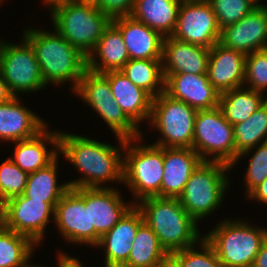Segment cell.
<instances>
[{"mask_svg":"<svg viewBox=\"0 0 267 267\" xmlns=\"http://www.w3.org/2000/svg\"><path fill=\"white\" fill-rule=\"evenodd\" d=\"M246 55L217 42L211 49L207 76L210 83L223 93L244 86Z\"/></svg>","mask_w":267,"mask_h":267,"instance_id":"19","label":"cell"},{"mask_svg":"<svg viewBox=\"0 0 267 267\" xmlns=\"http://www.w3.org/2000/svg\"><path fill=\"white\" fill-rule=\"evenodd\" d=\"M219 28L239 22L256 7L248 0H207Z\"/></svg>","mask_w":267,"mask_h":267,"instance_id":"37","label":"cell"},{"mask_svg":"<svg viewBox=\"0 0 267 267\" xmlns=\"http://www.w3.org/2000/svg\"><path fill=\"white\" fill-rule=\"evenodd\" d=\"M197 110L165 92L152 100L149 122L161 137L153 145L165 148H192Z\"/></svg>","mask_w":267,"mask_h":267,"instance_id":"8","label":"cell"},{"mask_svg":"<svg viewBox=\"0 0 267 267\" xmlns=\"http://www.w3.org/2000/svg\"><path fill=\"white\" fill-rule=\"evenodd\" d=\"M202 162L193 148L163 147V177L160 197L178 198L192 172Z\"/></svg>","mask_w":267,"mask_h":267,"instance_id":"21","label":"cell"},{"mask_svg":"<svg viewBox=\"0 0 267 267\" xmlns=\"http://www.w3.org/2000/svg\"><path fill=\"white\" fill-rule=\"evenodd\" d=\"M219 42L245 55L267 49L266 6L256 7L239 22L221 28Z\"/></svg>","mask_w":267,"mask_h":267,"instance_id":"17","label":"cell"},{"mask_svg":"<svg viewBox=\"0 0 267 267\" xmlns=\"http://www.w3.org/2000/svg\"><path fill=\"white\" fill-rule=\"evenodd\" d=\"M249 2H251L255 7H263L266 4L265 3H261V0H248Z\"/></svg>","mask_w":267,"mask_h":267,"instance_id":"47","label":"cell"},{"mask_svg":"<svg viewBox=\"0 0 267 267\" xmlns=\"http://www.w3.org/2000/svg\"><path fill=\"white\" fill-rule=\"evenodd\" d=\"M15 96L11 93L7 82L3 79L0 73V104L8 102Z\"/></svg>","mask_w":267,"mask_h":267,"instance_id":"43","label":"cell"},{"mask_svg":"<svg viewBox=\"0 0 267 267\" xmlns=\"http://www.w3.org/2000/svg\"><path fill=\"white\" fill-rule=\"evenodd\" d=\"M109 80L112 95L125 115L138 127L149 120L153 98L131 82L121 71L103 73Z\"/></svg>","mask_w":267,"mask_h":267,"instance_id":"25","label":"cell"},{"mask_svg":"<svg viewBox=\"0 0 267 267\" xmlns=\"http://www.w3.org/2000/svg\"><path fill=\"white\" fill-rule=\"evenodd\" d=\"M158 267H181V266L171 255H169L165 260L161 262V264Z\"/></svg>","mask_w":267,"mask_h":267,"instance_id":"44","label":"cell"},{"mask_svg":"<svg viewBox=\"0 0 267 267\" xmlns=\"http://www.w3.org/2000/svg\"><path fill=\"white\" fill-rule=\"evenodd\" d=\"M85 188V207H89L90 246L95 247L102 235L111 230L134 205L121 198L118 189Z\"/></svg>","mask_w":267,"mask_h":267,"instance_id":"14","label":"cell"},{"mask_svg":"<svg viewBox=\"0 0 267 267\" xmlns=\"http://www.w3.org/2000/svg\"><path fill=\"white\" fill-rule=\"evenodd\" d=\"M58 158L47 167L39 169L28 176L23 195L30 200H42L54 208L60 198L69 189L67 182L58 184Z\"/></svg>","mask_w":267,"mask_h":267,"instance_id":"29","label":"cell"},{"mask_svg":"<svg viewBox=\"0 0 267 267\" xmlns=\"http://www.w3.org/2000/svg\"><path fill=\"white\" fill-rule=\"evenodd\" d=\"M44 5L46 6H50L49 9H51L52 7L58 5V4H62V3H66L69 2L70 0H43Z\"/></svg>","mask_w":267,"mask_h":267,"instance_id":"45","label":"cell"},{"mask_svg":"<svg viewBox=\"0 0 267 267\" xmlns=\"http://www.w3.org/2000/svg\"><path fill=\"white\" fill-rule=\"evenodd\" d=\"M210 49L164 37L162 50L163 74H207Z\"/></svg>","mask_w":267,"mask_h":267,"instance_id":"23","label":"cell"},{"mask_svg":"<svg viewBox=\"0 0 267 267\" xmlns=\"http://www.w3.org/2000/svg\"><path fill=\"white\" fill-rule=\"evenodd\" d=\"M57 256H58V260H57L58 262L57 263H58V267H59V253ZM24 267H45V266L31 265V262L30 263L28 262Z\"/></svg>","mask_w":267,"mask_h":267,"instance_id":"48","label":"cell"},{"mask_svg":"<svg viewBox=\"0 0 267 267\" xmlns=\"http://www.w3.org/2000/svg\"><path fill=\"white\" fill-rule=\"evenodd\" d=\"M22 39L20 44L0 40V73L15 97L46 87L34 49Z\"/></svg>","mask_w":267,"mask_h":267,"instance_id":"11","label":"cell"},{"mask_svg":"<svg viewBox=\"0 0 267 267\" xmlns=\"http://www.w3.org/2000/svg\"><path fill=\"white\" fill-rule=\"evenodd\" d=\"M146 223L157 235L160 245L171 255L204 237L199 225L182 207L178 198L147 197L135 204Z\"/></svg>","mask_w":267,"mask_h":267,"instance_id":"3","label":"cell"},{"mask_svg":"<svg viewBox=\"0 0 267 267\" xmlns=\"http://www.w3.org/2000/svg\"><path fill=\"white\" fill-rule=\"evenodd\" d=\"M253 151H255V153L252 154L249 159L247 172L245 173L246 178H244V186L247 195L267 178V141L238 155L234 164L231 166L232 168L234 165H237V162L240 161L243 156H248V154Z\"/></svg>","mask_w":267,"mask_h":267,"instance_id":"36","label":"cell"},{"mask_svg":"<svg viewBox=\"0 0 267 267\" xmlns=\"http://www.w3.org/2000/svg\"><path fill=\"white\" fill-rule=\"evenodd\" d=\"M73 3L96 5L97 0H70Z\"/></svg>","mask_w":267,"mask_h":267,"instance_id":"46","label":"cell"},{"mask_svg":"<svg viewBox=\"0 0 267 267\" xmlns=\"http://www.w3.org/2000/svg\"><path fill=\"white\" fill-rule=\"evenodd\" d=\"M26 29L23 37L34 49L45 84L71 81L73 92L87 70V57L55 30Z\"/></svg>","mask_w":267,"mask_h":267,"instance_id":"2","label":"cell"},{"mask_svg":"<svg viewBox=\"0 0 267 267\" xmlns=\"http://www.w3.org/2000/svg\"><path fill=\"white\" fill-rule=\"evenodd\" d=\"M143 223L142 212L133 205L111 230L100 237L96 247L105 251V267H122L127 262L131 244Z\"/></svg>","mask_w":267,"mask_h":267,"instance_id":"18","label":"cell"},{"mask_svg":"<svg viewBox=\"0 0 267 267\" xmlns=\"http://www.w3.org/2000/svg\"><path fill=\"white\" fill-rule=\"evenodd\" d=\"M253 265L255 267H267V239L261 245L260 250L255 257Z\"/></svg>","mask_w":267,"mask_h":267,"instance_id":"42","label":"cell"},{"mask_svg":"<svg viewBox=\"0 0 267 267\" xmlns=\"http://www.w3.org/2000/svg\"><path fill=\"white\" fill-rule=\"evenodd\" d=\"M103 119L115 137L125 139L138 138L142 130L138 128L122 111L115 101L109 80L99 73L86 70L73 91Z\"/></svg>","mask_w":267,"mask_h":267,"instance_id":"10","label":"cell"},{"mask_svg":"<svg viewBox=\"0 0 267 267\" xmlns=\"http://www.w3.org/2000/svg\"><path fill=\"white\" fill-rule=\"evenodd\" d=\"M230 169L222 162L202 161L192 172L178 200L197 223L222 205L231 185L226 176Z\"/></svg>","mask_w":267,"mask_h":267,"instance_id":"6","label":"cell"},{"mask_svg":"<svg viewBox=\"0 0 267 267\" xmlns=\"http://www.w3.org/2000/svg\"><path fill=\"white\" fill-rule=\"evenodd\" d=\"M121 71L152 98L164 92L162 59H132L123 66Z\"/></svg>","mask_w":267,"mask_h":267,"instance_id":"31","label":"cell"},{"mask_svg":"<svg viewBox=\"0 0 267 267\" xmlns=\"http://www.w3.org/2000/svg\"><path fill=\"white\" fill-rule=\"evenodd\" d=\"M135 0H97L96 7L111 19L131 15Z\"/></svg>","mask_w":267,"mask_h":267,"instance_id":"39","label":"cell"},{"mask_svg":"<svg viewBox=\"0 0 267 267\" xmlns=\"http://www.w3.org/2000/svg\"><path fill=\"white\" fill-rule=\"evenodd\" d=\"M192 148L202 161L222 162L230 167L234 164L233 125L224 118L219 107L197 111Z\"/></svg>","mask_w":267,"mask_h":267,"instance_id":"9","label":"cell"},{"mask_svg":"<svg viewBox=\"0 0 267 267\" xmlns=\"http://www.w3.org/2000/svg\"><path fill=\"white\" fill-rule=\"evenodd\" d=\"M164 92L195 110L218 107L220 92L210 83L207 74H163Z\"/></svg>","mask_w":267,"mask_h":267,"instance_id":"16","label":"cell"},{"mask_svg":"<svg viewBox=\"0 0 267 267\" xmlns=\"http://www.w3.org/2000/svg\"><path fill=\"white\" fill-rule=\"evenodd\" d=\"M220 30L207 0H182L171 37L211 49L219 42Z\"/></svg>","mask_w":267,"mask_h":267,"instance_id":"13","label":"cell"},{"mask_svg":"<svg viewBox=\"0 0 267 267\" xmlns=\"http://www.w3.org/2000/svg\"><path fill=\"white\" fill-rule=\"evenodd\" d=\"M55 208L42 200H30L23 194L7 200L1 205V224L18 234L30 238L37 246L44 239L48 222ZM52 216V218H50Z\"/></svg>","mask_w":267,"mask_h":267,"instance_id":"12","label":"cell"},{"mask_svg":"<svg viewBox=\"0 0 267 267\" xmlns=\"http://www.w3.org/2000/svg\"><path fill=\"white\" fill-rule=\"evenodd\" d=\"M263 95L261 92L244 86L234 88L220 93L218 107L224 118L235 125L248 119L267 101V97L263 98Z\"/></svg>","mask_w":267,"mask_h":267,"instance_id":"28","label":"cell"},{"mask_svg":"<svg viewBox=\"0 0 267 267\" xmlns=\"http://www.w3.org/2000/svg\"><path fill=\"white\" fill-rule=\"evenodd\" d=\"M236 158L267 141V101L243 122L233 125Z\"/></svg>","mask_w":267,"mask_h":267,"instance_id":"32","label":"cell"},{"mask_svg":"<svg viewBox=\"0 0 267 267\" xmlns=\"http://www.w3.org/2000/svg\"><path fill=\"white\" fill-rule=\"evenodd\" d=\"M129 60L122 34L111 22L103 31L93 51L88 55L87 69L99 74L119 71Z\"/></svg>","mask_w":267,"mask_h":267,"instance_id":"26","label":"cell"},{"mask_svg":"<svg viewBox=\"0 0 267 267\" xmlns=\"http://www.w3.org/2000/svg\"><path fill=\"white\" fill-rule=\"evenodd\" d=\"M171 256L181 267H224L204 237L197 245L174 251Z\"/></svg>","mask_w":267,"mask_h":267,"instance_id":"34","label":"cell"},{"mask_svg":"<svg viewBox=\"0 0 267 267\" xmlns=\"http://www.w3.org/2000/svg\"><path fill=\"white\" fill-rule=\"evenodd\" d=\"M121 32L130 60L162 59L164 37L131 15L111 21Z\"/></svg>","mask_w":267,"mask_h":267,"instance_id":"20","label":"cell"},{"mask_svg":"<svg viewBox=\"0 0 267 267\" xmlns=\"http://www.w3.org/2000/svg\"><path fill=\"white\" fill-rule=\"evenodd\" d=\"M182 0H135L131 16L159 32L171 36L175 30Z\"/></svg>","mask_w":267,"mask_h":267,"instance_id":"27","label":"cell"},{"mask_svg":"<svg viewBox=\"0 0 267 267\" xmlns=\"http://www.w3.org/2000/svg\"><path fill=\"white\" fill-rule=\"evenodd\" d=\"M131 245L128 260L122 267H158L169 256L146 223L138 228Z\"/></svg>","mask_w":267,"mask_h":267,"instance_id":"30","label":"cell"},{"mask_svg":"<svg viewBox=\"0 0 267 267\" xmlns=\"http://www.w3.org/2000/svg\"><path fill=\"white\" fill-rule=\"evenodd\" d=\"M59 267H84L78 258L69 256L67 253L59 252Z\"/></svg>","mask_w":267,"mask_h":267,"instance_id":"41","label":"cell"},{"mask_svg":"<svg viewBox=\"0 0 267 267\" xmlns=\"http://www.w3.org/2000/svg\"><path fill=\"white\" fill-rule=\"evenodd\" d=\"M28 176L10 157L0 165V206L23 194Z\"/></svg>","mask_w":267,"mask_h":267,"instance_id":"35","label":"cell"},{"mask_svg":"<svg viewBox=\"0 0 267 267\" xmlns=\"http://www.w3.org/2000/svg\"><path fill=\"white\" fill-rule=\"evenodd\" d=\"M34 247L37 245L27 236L0 225V267H24L31 261Z\"/></svg>","mask_w":267,"mask_h":267,"instance_id":"33","label":"cell"},{"mask_svg":"<svg viewBox=\"0 0 267 267\" xmlns=\"http://www.w3.org/2000/svg\"><path fill=\"white\" fill-rule=\"evenodd\" d=\"M14 143V158L10 159L28 174L47 167L60 155L59 131L48 130V125L35 137ZM47 143L52 149L48 150Z\"/></svg>","mask_w":267,"mask_h":267,"instance_id":"24","label":"cell"},{"mask_svg":"<svg viewBox=\"0 0 267 267\" xmlns=\"http://www.w3.org/2000/svg\"><path fill=\"white\" fill-rule=\"evenodd\" d=\"M53 29L84 56L93 51L112 19L96 6L66 2L51 9Z\"/></svg>","mask_w":267,"mask_h":267,"instance_id":"5","label":"cell"},{"mask_svg":"<svg viewBox=\"0 0 267 267\" xmlns=\"http://www.w3.org/2000/svg\"><path fill=\"white\" fill-rule=\"evenodd\" d=\"M54 222L66 241L90 246L89 207L85 188H69L55 206Z\"/></svg>","mask_w":267,"mask_h":267,"instance_id":"15","label":"cell"},{"mask_svg":"<svg viewBox=\"0 0 267 267\" xmlns=\"http://www.w3.org/2000/svg\"><path fill=\"white\" fill-rule=\"evenodd\" d=\"M246 197L267 204V178L261 184L256 186Z\"/></svg>","mask_w":267,"mask_h":267,"instance_id":"40","label":"cell"},{"mask_svg":"<svg viewBox=\"0 0 267 267\" xmlns=\"http://www.w3.org/2000/svg\"><path fill=\"white\" fill-rule=\"evenodd\" d=\"M18 97L0 104V140L9 143L35 137L47 123L20 103Z\"/></svg>","mask_w":267,"mask_h":267,"instance_id":"22","label":"cell"},{"mask_svg":"<svg viewBox=\"0 0 267 267\" xmlns=\"http://www.w3.org/2000/svg\"><path fill=\"white\" fill-rule=\"evenodd\" d=\"M0 225H1V209H0Z\"/></svg>","mask_w":267,"mask_h":267,"instance_id":"49","label":"cell"},{"mask_svg":"<svg viewBox=\"0 0 267 267\" xmlns=\"http://www.w3.org/2000/svg\"><path fill=\"white\" fill-rule=\"evenodd\" d=\"M244 86L261 93L267 90V49L246 55Z\"/></svg>","mask_w":267,"mask_h":267,"instance_id":"38","label":"cell"},{"mask_svg":"<svg viewBox=\"0 0 267 267\" xmlns=\"http://www.w3.org/2000/svg\"><path fill=\"white\" fill-rule=\"evenodd\" d=\"M119 146L93 138L59 132V153L79 170L81 178L67 182L69 188H103L105 183H123V155L126 139Z\"/></svg>","mask_w":267,"mask_h":267,"instance_id":"1","label":"cell"},{"mask_svg":"<svg viewBox=\"0 0 267 267\" xmlns=\"http://www.w3.org/2000/svg\"><path fill=\"white\" fill-rule=\"evenodd\" d=\"M142 138L126 139L123 152L122 184L132 192L134 205L147 197H160L164 170L163 147L142 145Z\"/></svg>","mask_w":267,"mask_h":267,"instance_id":"7","label":"cell"},{"mask_svg":"<svg viewBox=\"0 0 267 267\" xmlns=\"http://www.w3.org/2000/svg\"><path fill=\"white\" fill-rule=\"evenodd\" d=\"M204 238L224 267H247L253 265L266 241L267 228L252 226L246 220L225 219Z\"/></svg>","mask_w":267,"mask_h":267,"instance_id":"4","label":"cell"}]
</instances>
